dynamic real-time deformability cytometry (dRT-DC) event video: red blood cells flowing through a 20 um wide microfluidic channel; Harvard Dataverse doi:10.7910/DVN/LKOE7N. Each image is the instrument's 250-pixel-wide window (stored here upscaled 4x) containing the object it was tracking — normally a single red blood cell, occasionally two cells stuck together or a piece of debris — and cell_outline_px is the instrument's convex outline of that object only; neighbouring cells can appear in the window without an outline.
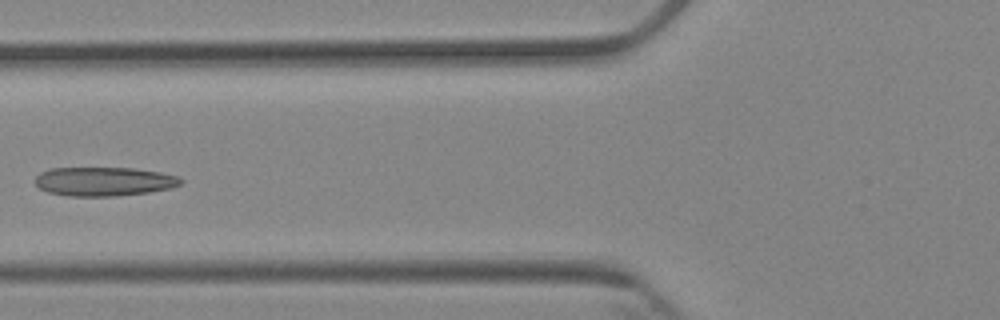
{"species": "Egyptian fruit bat (a non-hibernating species)", "species_latin": "Rousettus aegyptiacus", "temperature_condition": "cold", "stored_images_in_passage": 7, "camera_frame_rate_fps": 3000, "um_per_image_px": 0.085, "animal": {"sex": "female"}, "frame": {"image": 1, "passage_image": 5, "time_ms": 5.667, "image_size_px": [1000, 320], "cell_outline_px": [[184, 180], [180, 184], [172, 188], [148, 192], [116, 196], [68, 196], [48, 192], [40, 188], [36, 184], [36, 176], [40, 172], [48, 168], [132, 168], [160, 172], [180, 176]], "centroid_in_image_um": [8.86, 15.42], "position_along_channel_um": 116.9, "area_um2": 24.68}}
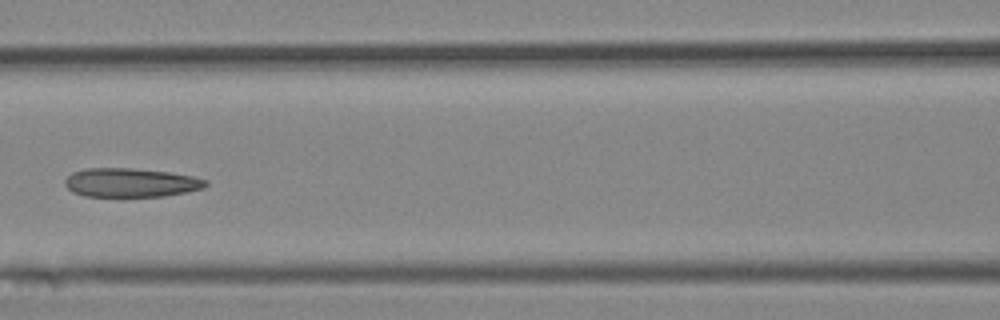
{"frame": {"image": 2, "passage_image": 6, "time_ms": 6.667, "image_size_px": [1000, 320], "cell_outline_px": [[208, 184], [204, 188], [164, 196], [84, 196], [72, 192], [64, 184], [64, 180], [72, 172], [84, 168], [132, 168], [168, 172], [192, 176], [208, 180]], "centroid_in_image_um": [11.09, 15.52], "position_along_channel_um": 155.5, "area_um2": 23.7}}
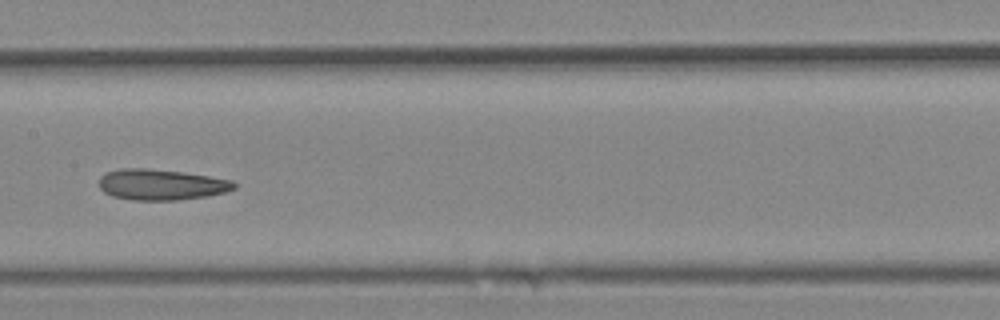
{"frame": {"image": 3, "passage_image": 7, "time_ms": 7.667, "image_size_px": [1000, 320], "cell_outline_px": [[236, 188], [224, 192], [208, 196], [176, 200], [132, 200], [112, 196], [104, 192], [100, 188], [100, 176], [108, 172], [120, 168], [144, 168], [184, 172], [232, 180], [236, 184]], "centroid_in_image_um": [13.7, 15.69], "position_along_channel_um": 193.7, "area_um2": 24.22}}